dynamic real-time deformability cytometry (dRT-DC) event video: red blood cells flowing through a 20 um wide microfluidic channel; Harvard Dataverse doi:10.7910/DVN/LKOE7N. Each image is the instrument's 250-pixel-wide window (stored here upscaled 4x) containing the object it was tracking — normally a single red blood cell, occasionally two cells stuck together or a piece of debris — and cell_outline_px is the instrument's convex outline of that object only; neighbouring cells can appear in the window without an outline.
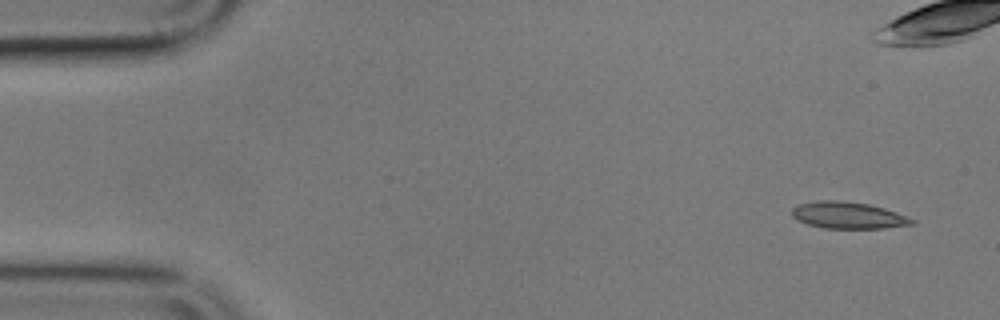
{"species": "common noctule bat (a hibernating species)", "species_latin": "Nyctalus noctula", "temperature_condition": "cold", "stored_images_in_passage": 5, "camera_frame_rate_fps": 3000, "um_per_image_px": 0.085, "animal": {"sex": "male", "body_mass_g": 17.9}, "frame": {"image": 1, "passage_image": 1, "time_ms": 0.0, "image_size_px": [1000, 320], "cell_outline_px": [[916, 224], [884, 228], [824, 228], [808, 224], [796, 220], [792, 216], [792, 208], [796, 204], [816, 200], [836, 200], [868, 204], [884, 208], [896, 212], [916, 220]], "centroid_in_image_um": [72.07, 18.29], "position_along_channel_um": 12.9, "area_um2": 18.79}}